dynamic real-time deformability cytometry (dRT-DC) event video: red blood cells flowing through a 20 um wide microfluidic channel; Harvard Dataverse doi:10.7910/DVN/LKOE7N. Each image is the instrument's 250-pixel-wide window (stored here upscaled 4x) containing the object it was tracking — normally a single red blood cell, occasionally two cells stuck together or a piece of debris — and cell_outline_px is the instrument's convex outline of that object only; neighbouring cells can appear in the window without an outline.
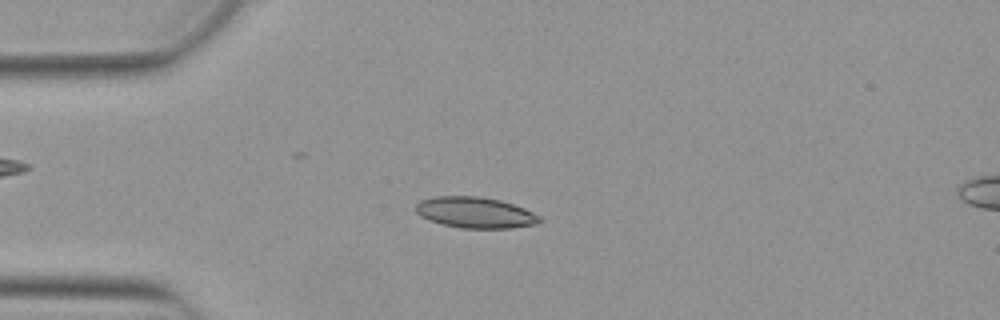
{"species": "Egyptian fruit bat (a non-hibernating species)", "species_latin": "Rousettus aegyptiacus", "temperature_condition": "warm", "stored_images_in_passage": 25, "camera_frame_rate_fps": 3000, "um_per_image_px": 0.085, "animal": {"sex": "female"}, "frame": {"image": 1, "passage_image": 11, "time_ms": 3.333, "image_size_px": [1000, 320], "cell_outline_px": [[544, 220], [536, 224], [512, 228], [460, 228], [428, 220], [420, 216], [416, 212], [416, 204], [420, 200], [436, 196], [480, 196], [500, 200], [524, 208], [540, 216]], "centroid_in_image_um": [40.4, 18.06], "position_along_channel_um": 44.6, "area_um2": 22.43}}
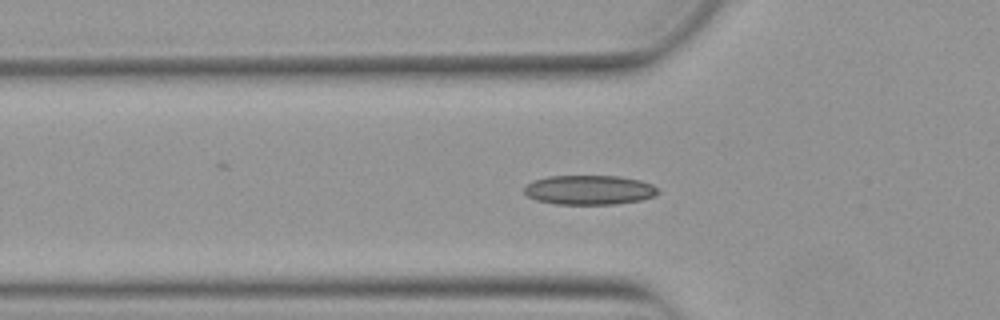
{"frame": {"image": 2, "passage_image": 15, "time_ms": 4.667, "image_size_px": [1000, 320], "cell_outline_px": [[660, 192], [652, 196], [640, 200], [616, 204], [556, 204], [536, 200], [528, 196], [524, 192], [524, 188], [532, 180], [548, 176], [620, 176], [640, 180], [652, 184]], "centroid_in_image_um": [50.07, 16.14], "position_along_channel_um": 75.7, "area_um2": 22.95}}
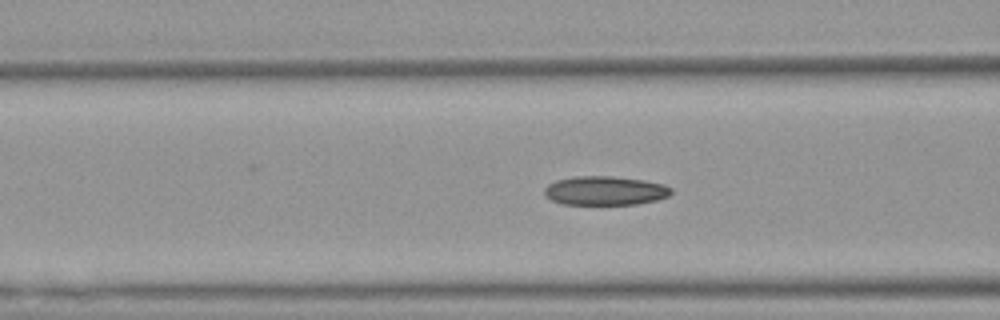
{"frame": {"image": 3, "passage_image": 18, "time_ms": 5.667, "image_size_px": [1000, 320], "cell_outline_px": [[672, 192], [668, 196], [656, 200], [636, 204], [564, 204], [552, 200], [544, 196], [544, 188], [548, 184], [556, 180], [572, 176], [612, 176], [644, 180], [664, 184], [672, 188]], "centroid_in_image_um": [51.41, 16.2], "position_along_channel_um": 115.2, "area_um2": 21.5}}